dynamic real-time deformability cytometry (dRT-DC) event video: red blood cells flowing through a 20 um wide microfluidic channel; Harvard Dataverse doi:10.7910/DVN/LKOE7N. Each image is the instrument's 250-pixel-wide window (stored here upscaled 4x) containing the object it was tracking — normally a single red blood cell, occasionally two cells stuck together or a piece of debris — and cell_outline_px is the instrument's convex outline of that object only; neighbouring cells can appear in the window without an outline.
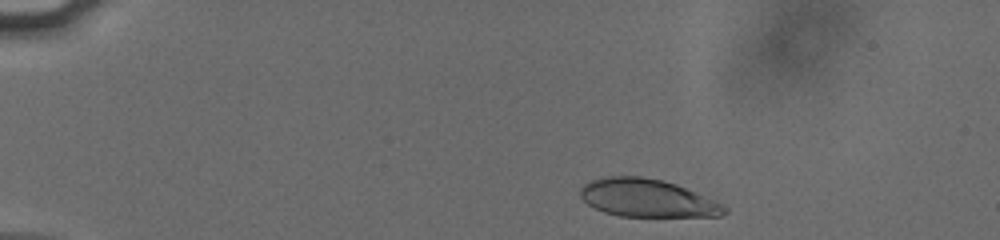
{"species": "human", "species_latin": "Homo sapiens", "temperature_condition": "cold", "stored_images_in_passage": 40, "camera_frame_rate_fps": 3000, "um_per_image_px": 0.085, "donor": {"sex": "male"}, "frame": {"image": 1, "passage_image": 3, "time_ms": 0.667, "image_size_px": [1000, 240], "cell_outline_px": [[728, 212], [720, 216], [620, 216], [604, 212], [588, 204], [580, 196], [580, 188], [584, 184], [592, 180], [604, 176], [640, 176], [664, 180], [676, 184], [716, 200], [728, 208]], "centroid_in_image_um": [55.03, 16.83], "position_along_channel_um": 30.0, "area_um2": 31.85}}
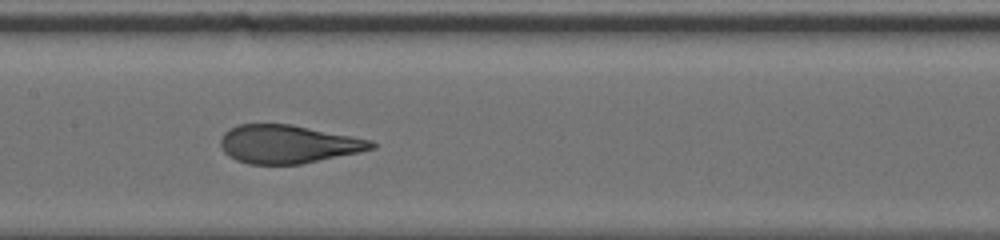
{"frame": {"image": 2, "passage_image": 22, "time_ms": 7.0, "image_size_px": [1000, 240], "cell_outline_px": [[376, 148], [360, 152], [300, 164], [248, 164], [236, 160], [228, 156], [224, 152], [220, 144], [220, 140], [224, 132], [240, 124], [292, 124], [372, 140], [376, 144]], "centroid_in_image_um": [24.49, 12.25], "position_along_channel_um": 182.9, "area_um2": 33.64}}
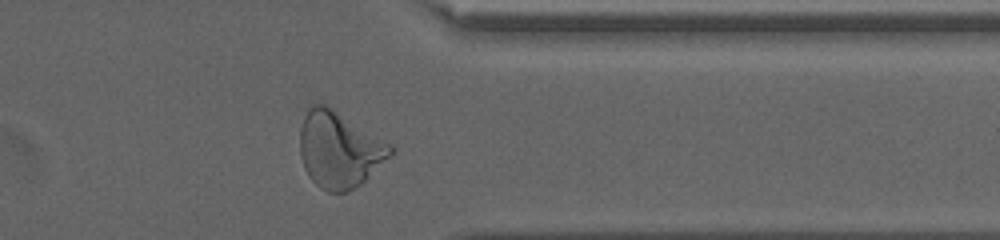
{"frame": {"image": 3, "passage_image": 38, "time_ms": 12.333, "image_size_px": [1000, 240], "cell_outline_px": [[392, 152], [360, 184], [348, 192], [328, 192], [320, 188], [308, 176], [304, 168], [300, 156], [300, 128], [304, 116], [308, 108], [312, 104], [324, 104], [332, 108], [388, 144], [392, 148]], "centroid_in_image_um": [28.74, 12.73], "position_along_channel_um": 382.7, "area_um2": 39.13}, "authors_computed_cell_mechanics": {"area_um2": 34.5933, "velocity_mm_per_s": 3.8159, "shape_relaxation_time_tau1_ms": 5.5346, "shape_relaxation_time_tau2_ms": 0.7424, "deformation_change_tau1": 0.2136, "deformation_change_tau2": 0.0777}}